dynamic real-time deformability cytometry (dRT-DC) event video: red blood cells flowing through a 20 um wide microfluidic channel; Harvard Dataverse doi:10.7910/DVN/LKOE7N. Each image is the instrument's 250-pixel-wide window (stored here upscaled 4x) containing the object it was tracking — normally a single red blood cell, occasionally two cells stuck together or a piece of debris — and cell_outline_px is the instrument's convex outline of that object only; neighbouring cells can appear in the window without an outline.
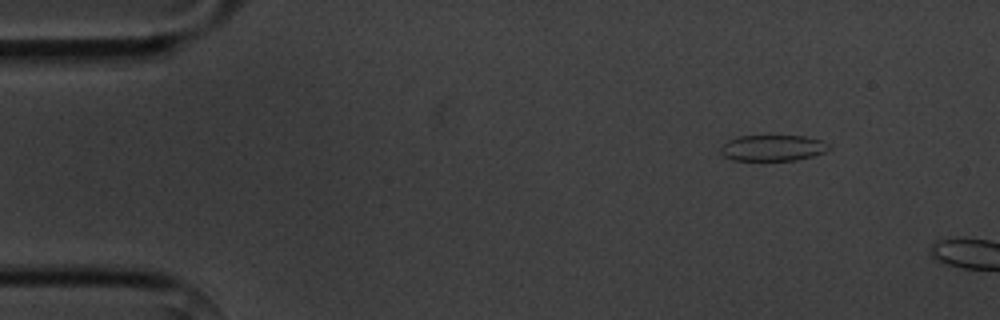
{"species": "common noctule bat (a hibernating species)", "species_latin": "Nyctalus noctula", "temperature_condition": "cold", "stored_images_in_passage": 2, "camera_frame_rate_fps": 3000, "um_per_image_px": 0.085, "animal": {"sex": "male", "body_mass_g": 20.1, "forearm_length_mm": 53.5}, "frame": {"image": 1, "passage_image": 1, "time_ms": 0.0, "image_size_px": [1000, 320], "cell_outline_px": [[832, 148], [824, 152], [812, 156], [796, 160], [732, 160], [724, 156], [720, 152], [720, 148], [728, 140], [740, 136], [804, 136], [820, 140], [828, 144]], "centroid_in_image_um": [65.68, 12.58], "position_along_channel_um": 19.3, "area_um2": 16.3}}